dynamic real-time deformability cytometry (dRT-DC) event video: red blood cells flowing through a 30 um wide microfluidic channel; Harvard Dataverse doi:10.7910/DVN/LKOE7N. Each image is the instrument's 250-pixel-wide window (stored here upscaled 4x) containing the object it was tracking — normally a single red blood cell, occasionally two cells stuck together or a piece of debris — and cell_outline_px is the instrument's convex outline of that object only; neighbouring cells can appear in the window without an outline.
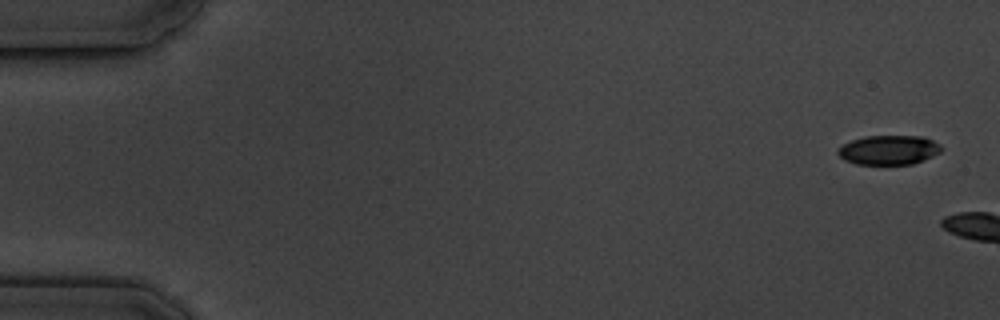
{"species": "common noctule bat (a hibernating species)", "species_latin": "Nyctalus noctula", "temperature_condition": "cold", "stored_images_in_passage": 2, "camera_frame_rate_fps": 3000, "um_per_image_px": 0.085, "animal": {"sex": "male", "body_mass_g": 19.5, "forearm_length_mm": 54.6}, "frame": {"image": 1, "passage_image": 1, "time_ms": 0.0, "image_size_px": [1000, 320], "cell_outline_px": [[944, 148], [940, 152], [924, 160], [912, 164], [856, 164], [844, 160], [836, 152], [836, 148], [852, 140], [864, 136], [924, 136], [940, 144]], "centroid_in_image_um": [75.55, 12.74], "position_along_channel_um": 9.5, "area_um2": 17.86}}